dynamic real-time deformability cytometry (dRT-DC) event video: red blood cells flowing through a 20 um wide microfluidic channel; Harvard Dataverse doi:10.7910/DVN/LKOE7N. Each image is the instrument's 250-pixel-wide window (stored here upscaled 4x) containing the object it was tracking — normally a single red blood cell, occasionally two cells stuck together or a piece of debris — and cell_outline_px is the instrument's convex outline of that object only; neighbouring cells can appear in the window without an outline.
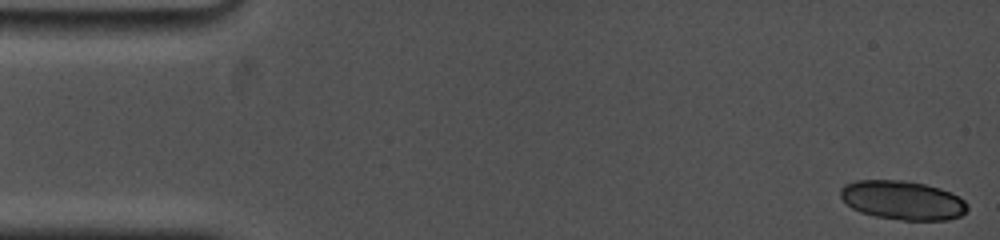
{"species": "common noctule bat (a hibernating species)", "species_latin": "Nyctalus noctula", "temperature_condition": "cold", "stored_images_in_passage": 5, "camera_frame_rate_fps": 5000, "um_per_image_px": 0.085, "animal": {"sex": "female", "body_mass_g": 19.0, "forearm_length_mm": 53.3}, "frame": {"image": 1, "passage_image": 1, "time_ms": 0.0, "image_size_px": [1000, 240], "cell_outline_px": [[968, 208], [960, 216], [948, 220], [900, 220], [876, 216], [860, 212], [852, 208], [840, 196], [840, 188], [844, 184], [856, 180], [904, 180], [924, 184], [940, 188], [952, 192], [960, 196], [968, 204]], "centroid_in_image_um": [76.73, 17.01], "position_along_channel_um": 8.3, "area_um2": 29.02}}